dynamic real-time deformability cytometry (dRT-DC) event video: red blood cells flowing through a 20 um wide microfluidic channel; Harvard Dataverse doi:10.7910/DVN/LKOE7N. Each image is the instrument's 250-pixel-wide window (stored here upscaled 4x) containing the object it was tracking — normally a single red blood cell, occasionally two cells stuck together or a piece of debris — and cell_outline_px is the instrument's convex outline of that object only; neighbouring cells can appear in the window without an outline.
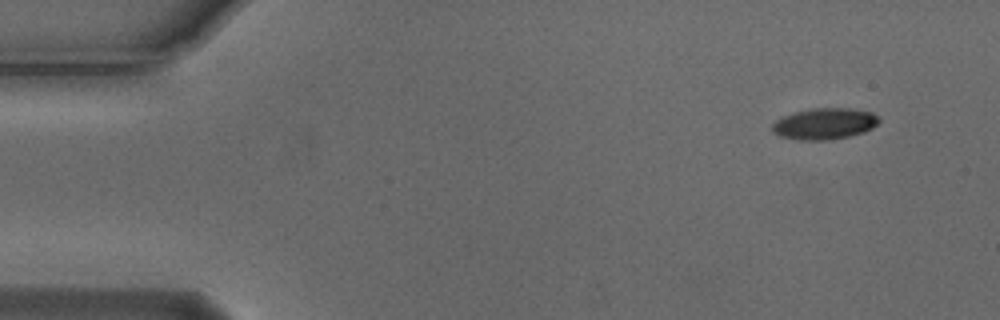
{"species": "Egyptian fruit bat (a non-hibernating species)", "species_latin": "Rousettus aegyptiacus", "temperature_condition": "cold", "stored_images_in_passage": 4, "camera_frame_rate_fps": 3000, "um_per_image_px": 0.085, "animal": {"sex": "male"}, "frame": {"image": 1, "passage_image": 1, "time_ms": 0.0, "image_size_px": [1000, 320], "cell_outline_px": [[880, 120], [872, 128], [864, 132], [848, 136], [824, 140], [796, 140], [780, 136], [772, 132], [772, 124], [776, 120], [792, 112], [812, 108], [848, 108], [872, 112]], "centroid_in_image_um": [70.04, 10.51], "position_along_channel_um": 15.0, "area_um2": 19.42}}
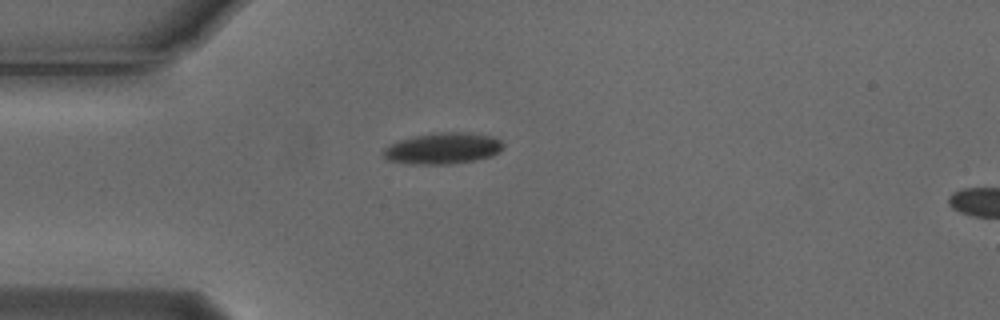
{"frame": {"image": 2, "passage_image": 4, "time_ms": 1.0, "image_size_px": [1000, 320], "cell_outline_px": [[504, 148], [500, 152], [492, 156], [476, 160], [448, 164], [404, 164], [388, 160], [380, 152], [388, 144], [396, 140], [412, 136], [436, 132], [468, 132], [492, 136], [500, 140], [504, 144]], "centroid_in_image_um": [37.61, 12.61], "position_along_channel_um": 47.4, "area_um2": 22.37}}